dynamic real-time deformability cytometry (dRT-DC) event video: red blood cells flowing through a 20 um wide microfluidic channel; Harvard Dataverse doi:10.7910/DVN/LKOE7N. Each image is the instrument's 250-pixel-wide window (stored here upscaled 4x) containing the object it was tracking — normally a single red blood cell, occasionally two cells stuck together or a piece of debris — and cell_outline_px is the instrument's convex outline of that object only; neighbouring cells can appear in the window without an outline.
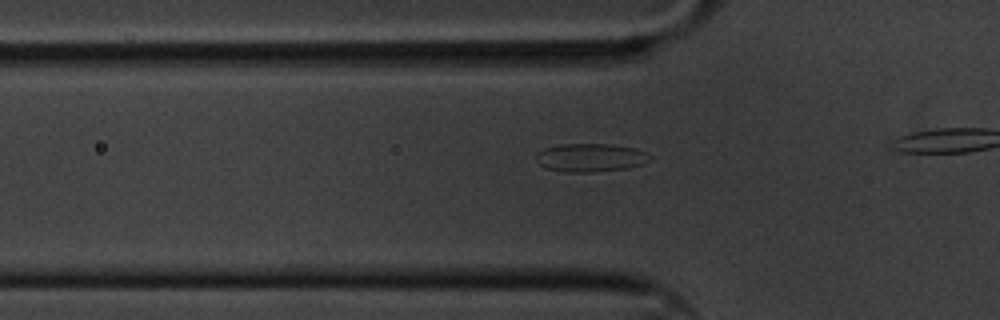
{"species": "common noctule bat (a hibernating species)", "species_latin": "Nyctalus noctula", "temperature_condition": "cold", "stored_images_in_passage": 10, "camera_frame_rate_fps": 3000, "um_per_image_px": 0.085, "animal": {"sex": "male", "body_mass_g": 20.1, "forearm_length_mm": 53.5}, "frame": {"image": 1, "passage_image": 4, "time_ms": 1.0, "image_size_px": [1000, 320], "cell_outline_px": [[652, 160], [644, 164], [628, 168], [596, 172], [564, 172], [548, 168], [540, 164], [536, 160], [536, 152], [544, 148], [560, 144], [612, 144], [636, 148], [648, 152], [652, 156]], "centroid_in_image_um": [50.25, 13.39], "position_along_channel_um": 75.5, "area_um2": 19.13}}
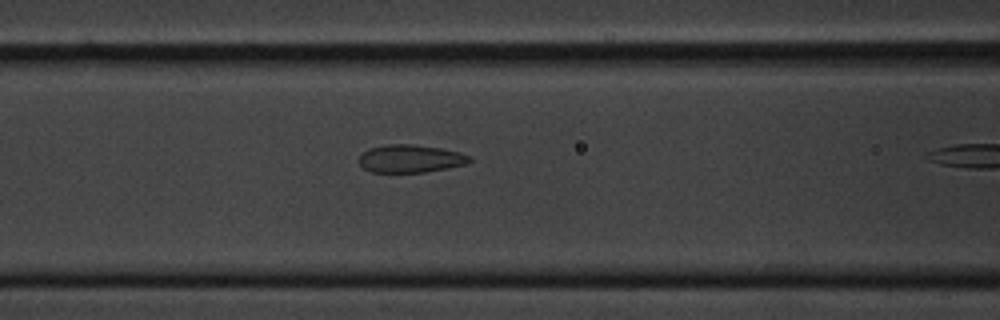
{"frame": {"image": 2, "passage_image": 9, "time_ms": 2.667, "image_size_px": [1000, 320], "cell_outline_px": [[472, 160], [464, 164], [448, 168], [424, 172], [372, 172], [364, 168], [360, 164], [360, 156], [368, 148], [388, 144], [412, 144], [440, 148], [460, 152], [472, 156]], "centroid_in_image_um": [34.91, 13.48], "position_along_channel_um": 131.7, "area_um2": 17.86}}